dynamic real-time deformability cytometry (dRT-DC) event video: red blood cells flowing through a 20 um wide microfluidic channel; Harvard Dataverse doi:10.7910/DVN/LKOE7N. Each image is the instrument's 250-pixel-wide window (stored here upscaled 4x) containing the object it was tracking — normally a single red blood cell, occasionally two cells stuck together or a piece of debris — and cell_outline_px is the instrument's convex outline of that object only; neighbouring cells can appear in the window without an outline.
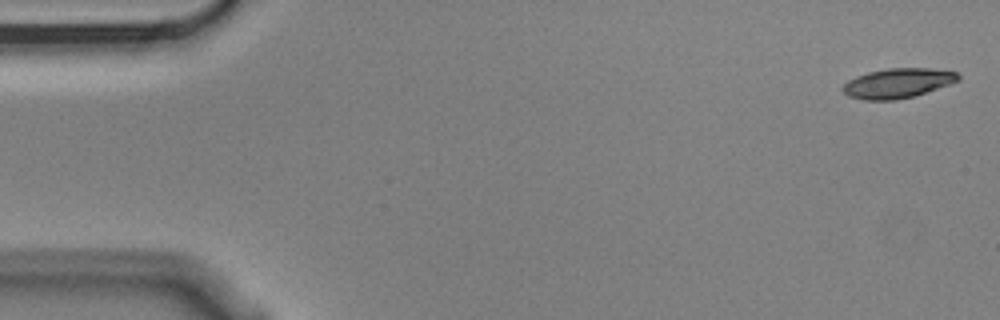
{"species": "Egyptian fruit bat (a non-hibernating species)", "species_latin": "Rousettus aegyptiacus", "temperature_condition": "cold", "stored_images_in_passage": 4, "camera_frame_rate_fps": 3000, "um_per_image_px": 0.085, "animal": {"sex": "male"}, "frame": {"image": 1, "passage_image": 1, "time_ms": 0.0, "image_size_px": [1000, 320], "cell_outline_px": [[960, 80], [912, 96], [896, 100], [864, 100], [848, 96], [840, 88], [848, 80], [856, 76], [868, 72], [888, 68], [928, 68], [956, 72], [960, 76]], "centroid_in_image_um": [76.25, 7.07], "position_along_channel_um": 8.7, "area_um2": 19.77}}